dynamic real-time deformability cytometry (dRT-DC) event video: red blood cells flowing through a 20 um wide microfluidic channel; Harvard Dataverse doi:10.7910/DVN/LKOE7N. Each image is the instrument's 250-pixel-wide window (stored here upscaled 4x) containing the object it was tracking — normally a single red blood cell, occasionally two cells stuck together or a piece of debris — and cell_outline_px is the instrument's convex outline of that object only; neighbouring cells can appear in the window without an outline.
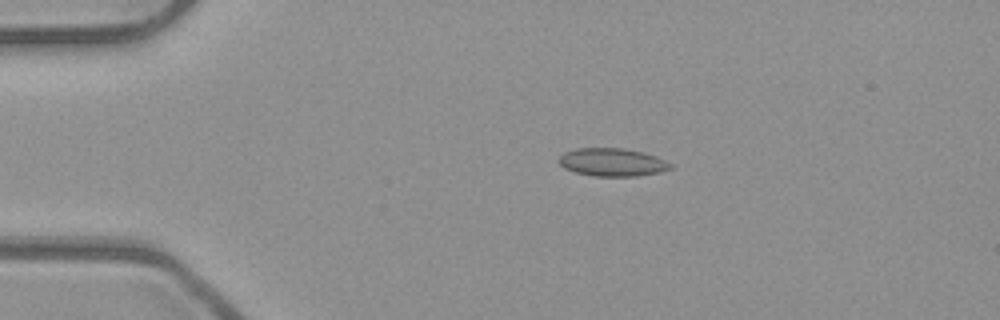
{"species": "common noctule bat (a hibernating species)", "species_latin": "Nyctalus noctula", "temperature_condition": "room temperature", "stored_images_in_passage": 9, "camera_frame_rate_fps": 3000, "um_per_image_px": 0.085, "animal": {"sex": "male", "body_mass_g": 23.1, "forearm_length_mm": 52.7}, "frame": {"image": 1, "passage_image": 1, "time_ms": 0.0, "image_size_px": [1000, 320], "cell_outline_px": [[672, 168], [660, 172], [636, 176], [596, 176], [576, 172], [564, 168], [556, 160], [564, 152], [576, 148], [624, 148], [644, 152], [656, 156], [672, 164]], "centroid_in_image_um": [52.03, 13.78], "position_along_channel_um": 33.0, "area_um2": 18.26}}
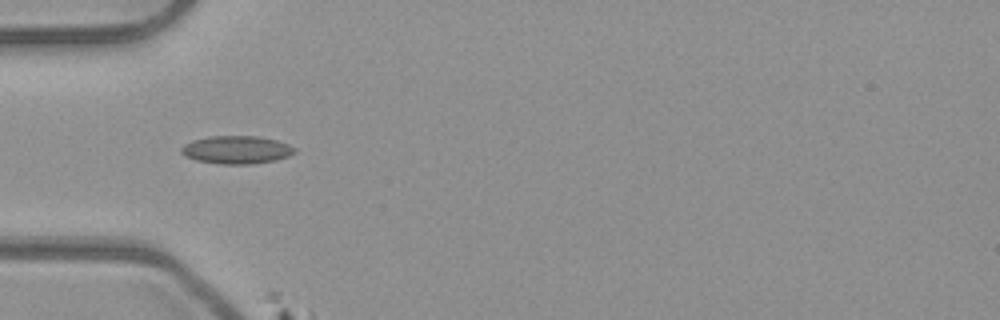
{"frame": {"image": 2, "passage_image": 7, "time_ms": 2.0, "image_size_px": [1000, 320], "cell_outline_px": [[296, 152], [288, 156], [276, 160], [252, 164], [220, 164], [196, 160], [184, 156], [180, 152], [180, 148], [184, 144], [192, 140], [208, 136], [256, 136], [276, 140], [288, 144], [296, 148]], "centroid_in_image_um": [20.08, 12.73], "position_along_channel_um": 64.9, "area_um2": 18.61}}